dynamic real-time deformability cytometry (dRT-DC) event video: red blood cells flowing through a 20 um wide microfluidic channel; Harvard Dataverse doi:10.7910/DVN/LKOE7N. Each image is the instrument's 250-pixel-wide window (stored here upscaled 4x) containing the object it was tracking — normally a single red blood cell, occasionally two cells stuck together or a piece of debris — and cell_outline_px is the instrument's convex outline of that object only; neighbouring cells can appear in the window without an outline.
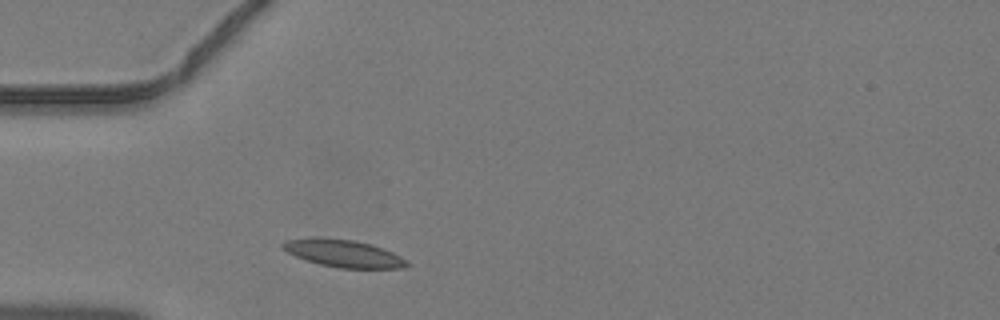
{"species": "common noctule bat (a hibernating species)", "species_latin": "Nyctalus noctula", "temperature_condition": "warm", "stored_images_in_passage": 33, "camera_frame_rate_fps": 3000, "um_per_image_px": 0.085, "animal": {"sex": "male", "body_mass_g": 19.2, "forearm_length_mm": 51.8}, "frame": {"image": 1, "passage_image": 1, "time_ms": 0.0, "image_size_px": [1000, 320], "cell_outline_px": [[412, 264], [404, 268], [340, 268], [320, 264], [304, 260], [280, 248], [280, 244], [284, 240], [316, 236], [320, 236], [352, 240], [372, 244], [384, 248], [408, 260]], "centroid_in_image_um": [29.17, 21.52], "position_along_channel_um": 55.8, "area_um2": 20.29}}
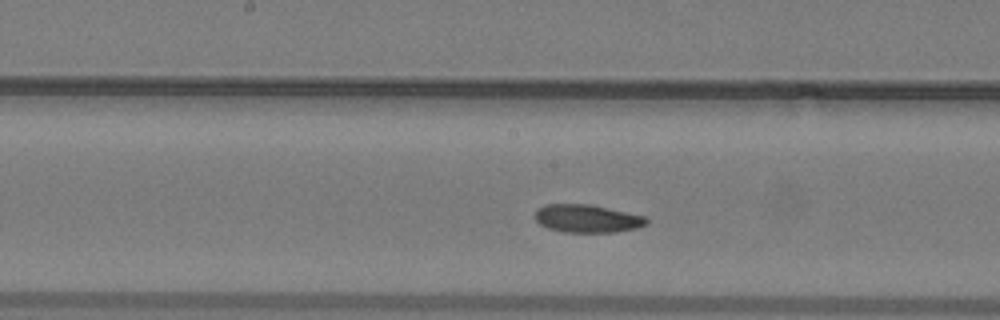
{"frame": {"image": 2, "passage_image": 11, "time_ms": 3.333, "image_size_px": [1000, 320], "cell_outline_px": [[648, 224], [636, 228], [616, 232], [564, 232], [548, 228], [540, 224], [536, 220], [536, 208], [544, 204], [588, 204], [644, 216], [648, 220]], "centroid_in_image_um": [49.88, 18.58], "position_along_channel_um": 198.3, "area_um2": 18.03}}
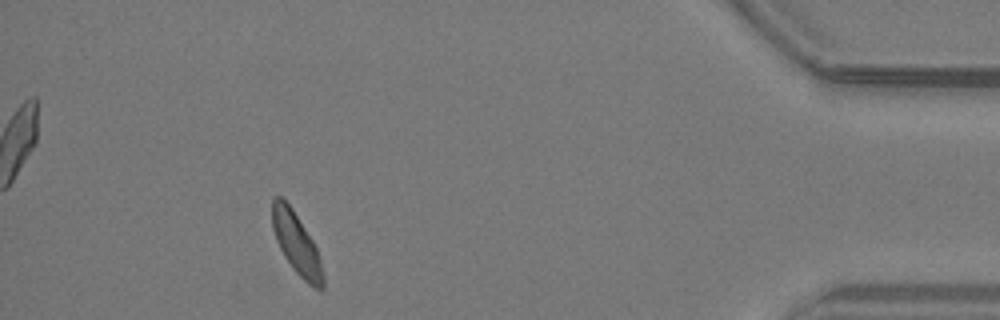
{"frame": {"image": 3, "passage_image": 29, "time_ms": 9.333, "image_size_px": [1000, 320], "cell_outline_px": [[324, 288], [316, 288], [308, 284], [292, 268], [284, 256], [276, 240], [272, 228], [272, 200], [276, 196], [280, 196], [292, 208], [312, 240], [316, 248], [320, 260], [324, 276]], "centroid_in_image_um": [25.19, 20.71], "position_along_channel_um": 410.0, "area_um2": 17.92}}